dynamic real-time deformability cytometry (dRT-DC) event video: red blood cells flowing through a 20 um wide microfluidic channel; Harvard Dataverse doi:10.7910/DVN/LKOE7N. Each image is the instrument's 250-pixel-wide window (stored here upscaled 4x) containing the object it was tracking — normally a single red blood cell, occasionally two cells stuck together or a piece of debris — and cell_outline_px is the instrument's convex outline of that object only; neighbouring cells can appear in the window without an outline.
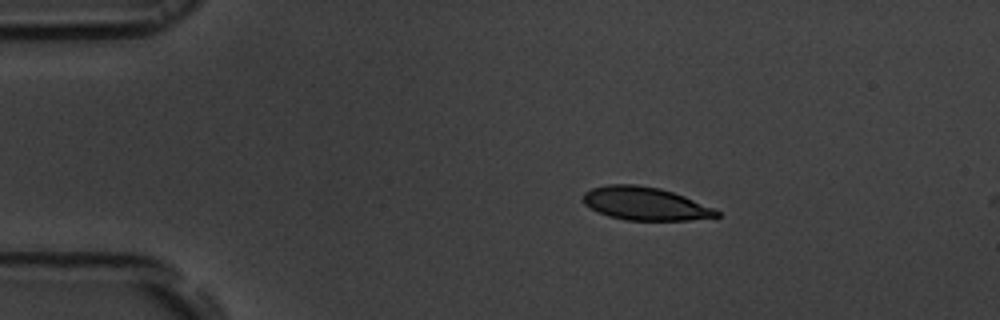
{"species": "common noctule bat (a hibernating species)", "species_latin": "Nyctalus noctula", "temperature_condition": "room temperature", "stored_images_in_passage": 4, "camera_frame_rate_fps": 3000, "um_per_image_px": 0.085, "animal": {"sex": "male", "body_mass_g": 19.5, "forearm_length_mm": 54.6}, "frame": {"image": 1, "passage_image": 1, "time_ms": 0.0, "image_size_px": [1000, 320], "cell_outline_px": [[720, 216], [688, 220], [624, 220], [608, 216], [584, 204], [584, 192], [592, 188], [608, 184], [636, 184], [660, 188], [684, 196], [712, 208], [720, 212]], "centroid_in_image_um": [54.82, 17.3], "position_along_channel_um": 30.2, "area_um2": 25.49}}